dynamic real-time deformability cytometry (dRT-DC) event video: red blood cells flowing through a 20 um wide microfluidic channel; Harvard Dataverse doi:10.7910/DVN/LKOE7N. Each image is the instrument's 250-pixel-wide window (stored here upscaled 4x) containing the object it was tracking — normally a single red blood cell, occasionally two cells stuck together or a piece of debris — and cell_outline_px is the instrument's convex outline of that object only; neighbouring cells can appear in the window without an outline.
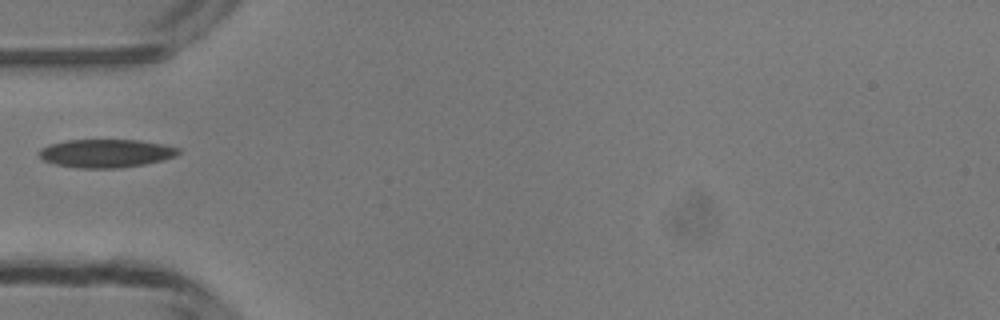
{"species": "common noctule bat (a hibernating species)", "species_latin": "Nyctalus noctula", "temperature_condition": "room temperature", "stored_images_in_passage": 29, "camera_frame_rate_fps": 3000, "um_per_image_px": 0.085, "animal": {"sex": "male", "body_mass_g": 13.3}, "frame": {"image": 1, "passage_image": 1, "time_ms": 0.0, "image_size_px": [1000, 320], "cell_outline_px": [[180, 152], [176, 156], [164, 160], [144, 164], [120, 168], [76, 168], [56, 164], [44, 160], [36, 152], [40, 148], [48, 144], [64, 140], [140, 140], [164, 144], [180, 148]], "centroid_in_image_um": [9.0, 13.02], "position_along_channel_um": 76.0, "area_um2": 23.24}}
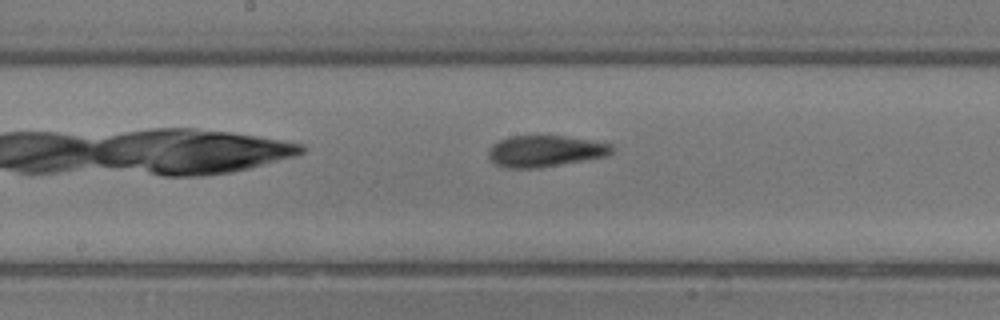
{"frame": {"image": 2, "passage_image": 10, "time_ms": 3.0, "image_size_px": [1000, 320], "cell_outline_px": [[612, 152], [608, 156], [536, 168], [508, 168], [496, 164], [488, 156], [488, 152], [492, 144], [500, 140], [512, 136], [564, 136], [592, 140], [612, 144]], "centroid_in_image_um": [46.35, 12.84], "position_along_channel_um": 201.9, "area_um2": 22.37}}
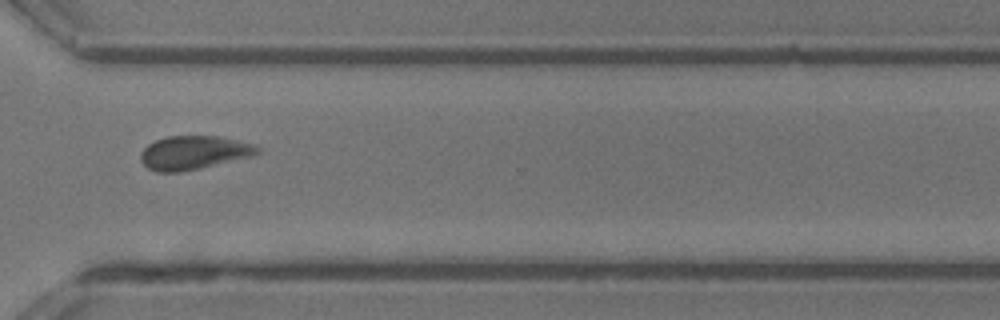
{"frame": {"image": 3, "passage_image": 21, "time_ms": 6.667, "image_size_px": [1000, 320], "cell_outline_px": [[260, 152], [256, 156], [200, 168], [180, 172], [156, 172], [148, 168], [140, 160], [140, 152], [148, 144], [156, 140], [168, 136], [216, 136], [236, 140], [252, 144], [260, 148]], "centroid_in_image_um": [16.48, 12.98], "position_along_channel_um": 354.1, "area_um2": 23.0}}